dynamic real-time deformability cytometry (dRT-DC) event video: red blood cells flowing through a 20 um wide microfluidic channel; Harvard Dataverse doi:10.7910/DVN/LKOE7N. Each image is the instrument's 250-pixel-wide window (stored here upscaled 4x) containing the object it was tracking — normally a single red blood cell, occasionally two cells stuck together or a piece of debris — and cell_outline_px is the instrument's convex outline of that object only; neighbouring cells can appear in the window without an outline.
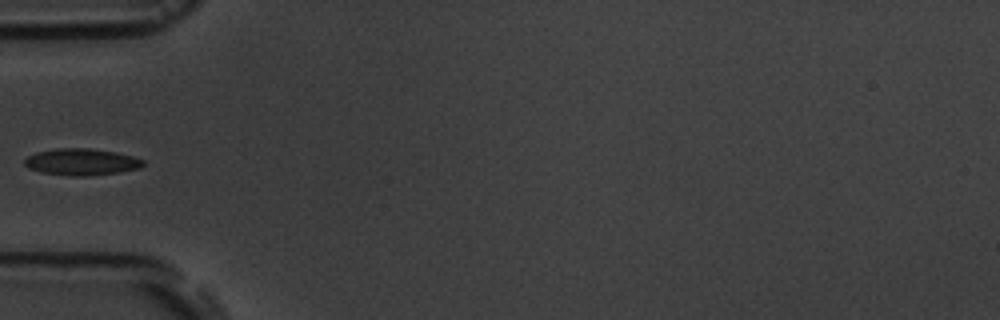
{"species": "common noctule bat (a hibernating species)", "species_latin": "Nyctalus noctula", "temperature_condition": "room temperature", "stored_images_in_passage": 6, "camera_frame_rate_fps": 3000, "um_per_image_px": 0.085, "animal": {"sex": "male", "body_mass_g": 19.5, "forearm_length_mm": 54.6}, "frame": {"image": 1, "passage_image": 5, "time_ms": 5.333, "image_size_px": [1000, 320], "cell_outline_px": [[144, 164], [140, 168], [120, 172], [84, 176], [72, 176], [44, 172], [28, 168], [24, 164], [24, 160], [28, 156], [36, 152], [56, 148], [88, 148], [116, 152], [132, 156], [144, 160]], "centroid_in_image_um": [6.93, 13.75], "position_along_channel_um": 78.1, "area_um2": 18.32}}
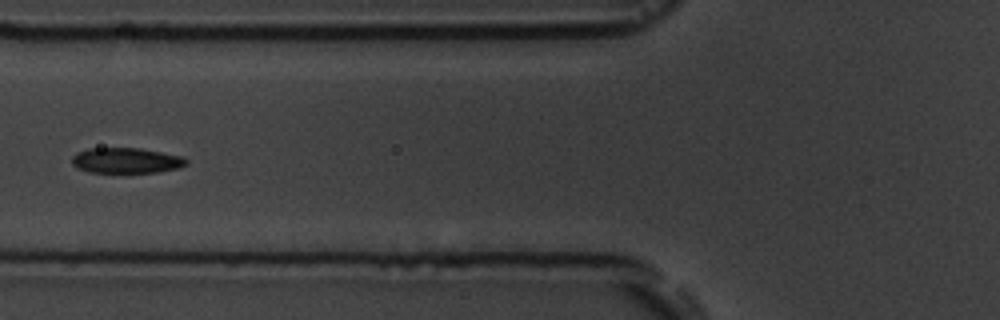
{"frame": {"image": 2, "passage_image": 6, "time_ms": 6.333, "image_size_px": [1000, 320], "cell_outline_px": [[188, 164], [180, 168], [160, 172], [88, 172], [76, 168], [72, 164], [72, 156], [76, 152], [88, 148], [140, 148], [184, 156], [188, 160]], "centroid_in_image_um": [10.75, 13.64], "position_along_channel_um": 115.1, "area_um2": 17.22}}